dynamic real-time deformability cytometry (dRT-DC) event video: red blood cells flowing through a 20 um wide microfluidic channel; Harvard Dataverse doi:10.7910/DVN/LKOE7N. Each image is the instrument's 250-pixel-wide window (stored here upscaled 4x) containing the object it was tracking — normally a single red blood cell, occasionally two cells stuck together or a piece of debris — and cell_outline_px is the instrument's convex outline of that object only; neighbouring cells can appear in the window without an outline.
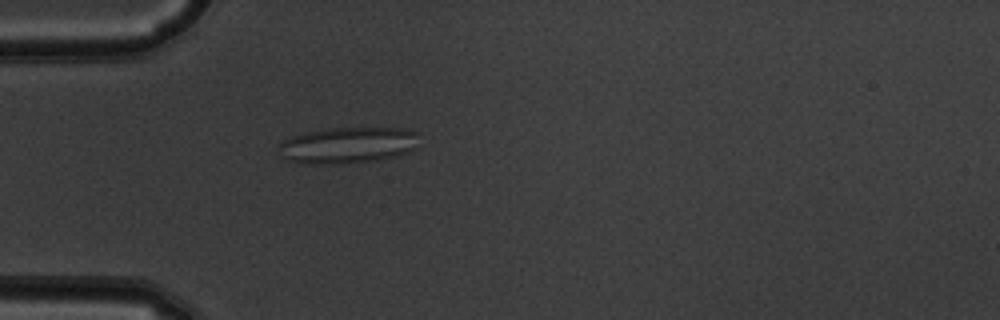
{"species": "common noctule bat (a hibernating species)", "species_latin": "Nyctalus noctula", "temperature_condition": "warm", "stored_images_in_passage": 37, "camera_frame_rate_fps": 3000, "um_per_image_px": 0.085, "animal": {"sex": "male", "body_mass_g": 19.5, "forearm_length_mm": 54.6}, "frame": {"image": 1, "passage_image": 1, "time_ms": 0.0, "image_size_px": [1000, 320], "cell_outline_px": [[416, 148], [408, 152], [396, 156], [376, 160], [324, 164], [308, 164], [284, 160], [276, 148], [284, 140], [292, 136], [308, 132], [328, 128], [408, 128], [416, 132]], "centroid_in_image_um": [29.52, 12.34], "position_along_channel_um": 55.5, "area_um2": 29.59}}
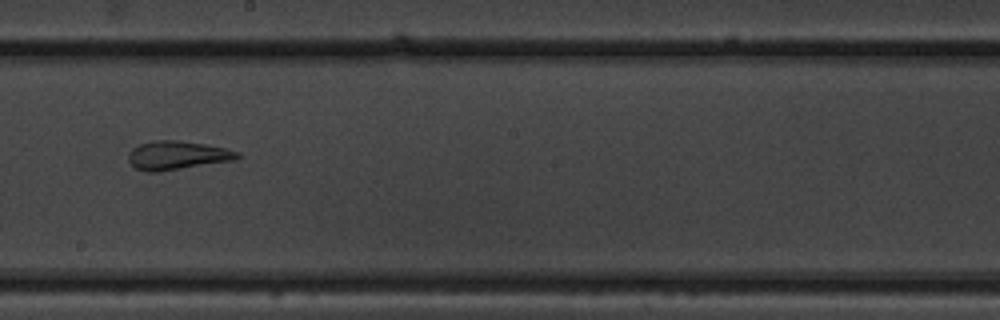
{"frame": {"image": 2, "passage_image": 15, "time_ms": 4.667, "image_size_px": [1000, 320], "cell_outline_px": [[244, 156], [236, 160], [156, 172], [148, 172], [136, 168], [128, 160], [128, 152], [132, 148], [140, 144], [152, 140], [176, 140], [204, 144], [224, 148], [240, 152]], "centroid_in_image_um": [15.09, 13.2], "position_along_channel_um": 233.1, "area_um2": 18.26}}
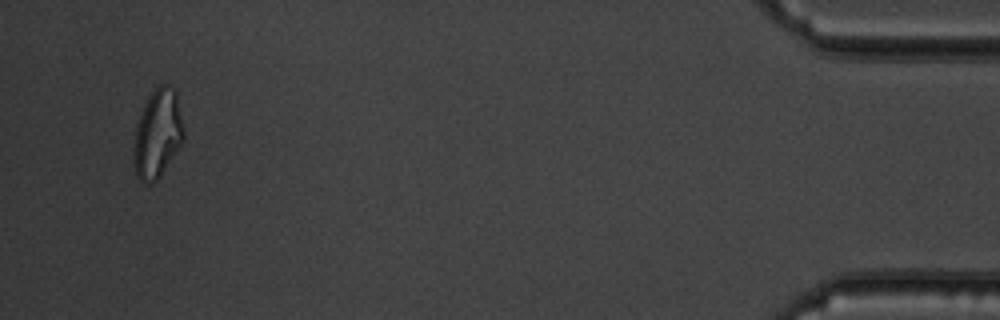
{"frame": {"image": 3, "passage_image": 35, "time_ms": 11.333, "image_size_px": [1000, 320], "cell_outline_px": [[184, 140], [160, 176], [156, 180], [148, 184], [144, 184], [136, 176], [132, 160], [132, 148], [136, 124], [144, 104], [148, 96], [160, 84], [168, 84], [176, 88], [184, 132]], "centroid_in_image_um": [13.37, 11.37], "position_along_channel_um": 421.8, "area_um2": 26.24}, "authors_computed_cell_mechanics": {"area_um2": 19.0162, "velocity_mm_per_s": 3.9612, "shape_relaxation_time_tau1_ms": null, "shape_relaxation_time_tau2_ms": 2.5874, "deformation_change_tau1": null, "deformation_change_tau2": 0.1347}}